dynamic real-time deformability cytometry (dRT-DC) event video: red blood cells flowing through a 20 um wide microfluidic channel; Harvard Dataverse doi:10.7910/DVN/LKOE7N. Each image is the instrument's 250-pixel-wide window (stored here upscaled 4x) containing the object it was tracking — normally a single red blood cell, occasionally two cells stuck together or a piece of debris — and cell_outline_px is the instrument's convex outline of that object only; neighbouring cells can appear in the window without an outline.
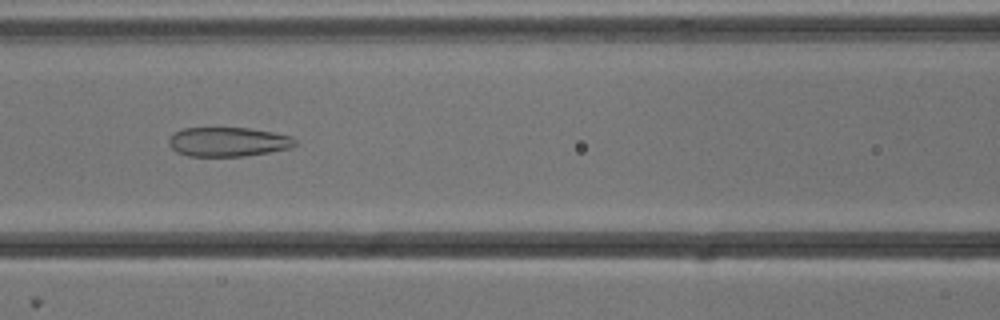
{"species": "common noctule bat (a hibernating species)", "species_latin": "Nyctalus noctula", "temperature_condition": "cold", "stored_images_in_passage": 53, "camera_frame_rate_fps": 3000, "um_per_image_px": 0.085, "animal": {"sex": "male", "body_mass_g": 13.3}, "frame": {"image": 1, "passage_image": 23, "time_ms": 7.333, "image_size_px": [1000, 320], "cell_outline_px": [[296, 144], [292, 148], [244, 156], [188, 156], [176, 152], [168, 144], [168, 140], [172, 132], [184, 128], [248, 128], [272, 132], [292, 136], [296, 140]], "centroid_in_image_um": [19.36, 12.05], "position_along_channel_um": 147.2, "area_um2": 21.68}}
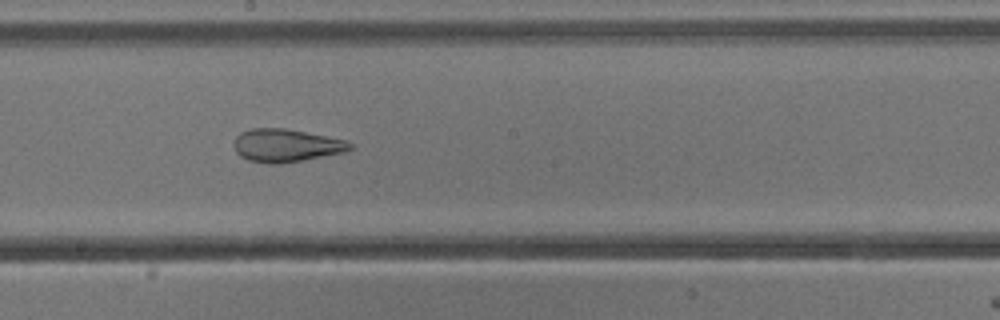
{"frame": {"image": 2, "passage_image": 29, "time_ms": 9.333, "image_size_px": [1000, 320], "cell_outline_px": [[352, 148], [344, 152], [300, 160], [276, 164], [272, 164], [248, 160], [240, 156], [236, 152], [232, 144], [236, 136], [240, 132], [252, 128], [284, 128], [348, 140], [352, 144]], "centroid_in_image_um": [24.28, 12.35], "position_along_channel_um": 223.9, "area_um2": 22.2}}
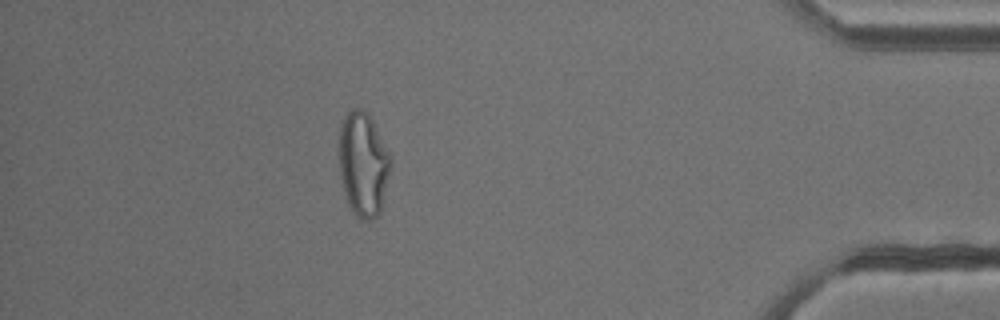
{"frame": {"image": 3, "passage_image": 47, "time_ms": 15.333, "image_size_px": [1000, 320], "cell_outline_px": [[392, 156], [380, 212], [372, 220], [364, 220], [356, 216], [348, 204], [344, 192], [340, 176], [340, 128], [344, 116], [352, 108], [364, 108], [368, 112]], "centroid_in_image_um": [30.87, 13.92], "position_along_channel_um": 404.3, "area_um2": 31.15}, "authors_computed_cell_mechanics": {"area_um2": 29.8248, "velocity_mm_per_s": 3.8315, "shape_relaxation_time_tau1_ms": null, "shape_relaxation_time_tau2_ms": 2.059, "deformation_change_tau1": null, "deformation_change_tau2": 0.101}}